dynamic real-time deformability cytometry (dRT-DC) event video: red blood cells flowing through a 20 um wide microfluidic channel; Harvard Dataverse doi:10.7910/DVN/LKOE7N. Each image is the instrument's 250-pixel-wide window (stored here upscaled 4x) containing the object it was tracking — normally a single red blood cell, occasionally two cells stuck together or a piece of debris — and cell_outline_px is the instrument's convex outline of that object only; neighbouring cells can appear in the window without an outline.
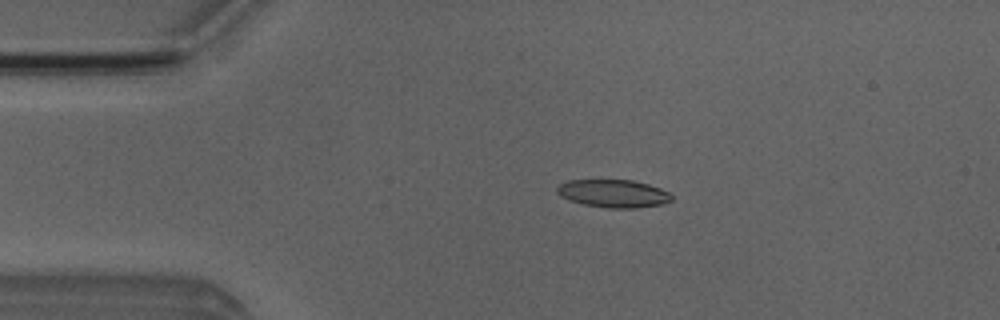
{"species": "Egyptian fruit bat (a non-hibernating species)", "species_latin": "Rousettus aegyptiacus", "temperature_condition": "room temperature", "stored_images_in_passage": 4, "camera_frame_rate_fps": 3000, "um_per_image_px": 0.085, "animal": {"sex": "male"}, "frame": {"image": 1, "passage_image": 3, "time_ms": 2.333, "image_size_px": [1000, 320], "cell_outline_px": [[672, 200], [664, 204], [636, 208], [608, 208], [584, 204], [568, 200], [560, 196], [556, 192], [556, 188], [560, 184], [568, 180], [632, 180], [648, 184], [660, 188], [668, 192], [672, 196]], "centroid_in_image_um": [52.13, 16.45], "position_along_channel_um": 32.9, "area_um2": 18.67}}